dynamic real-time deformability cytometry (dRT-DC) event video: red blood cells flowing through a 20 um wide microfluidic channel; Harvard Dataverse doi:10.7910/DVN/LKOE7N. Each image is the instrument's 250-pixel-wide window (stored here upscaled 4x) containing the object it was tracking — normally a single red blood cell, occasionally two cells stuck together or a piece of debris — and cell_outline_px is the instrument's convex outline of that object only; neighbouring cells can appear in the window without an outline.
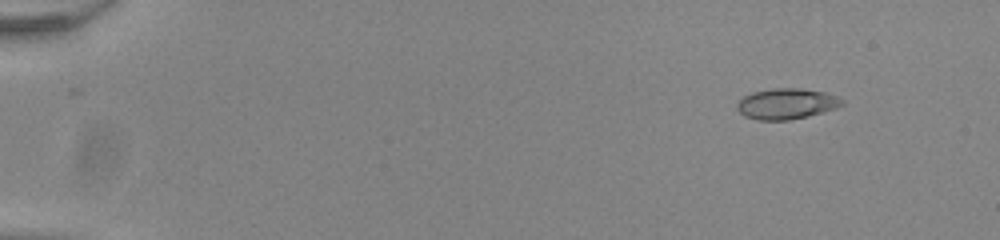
{"species": "common noctule bat (a hibernating species)", "species_latin": "Nyctalus noctula", "temperature_condition": "room temperature", "stored_images_in_passage": 56, "camera_frame_rate_fps": 3000, "um_per_image_px": 0.085, "animal": {"sex": "male", "body_mass_g": 20.0, "forearm_length_mm": 53.3}, "frame": {"image": 1, "passage_image": 7, "time_ms": 2.0, "image_size_px": [1000, 240], "cell_outline_px": [[844, 104], [836, 108], [808, 116], [788, 120], [756, 120], [744, 116], [736, 108], [736, 104], [744, 96], [752, 92], [776, 88], [800, 88], [824, 92], [836, 96], [844, 100]], "centroid_in_image_um": [66.84, 8.82], "position_along_channel_um": 18.2, "area_um2": 18.79}}
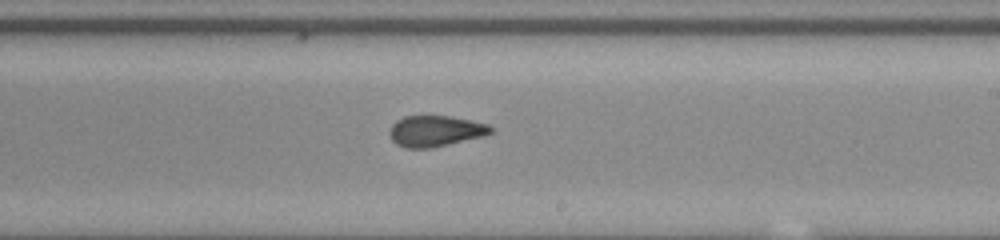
{"frame": {"image": 2, "passage_image": 35, "time_ms": 11.333, "image_size_px": [1000, 240], "cell_outline_px": [[492, 132], [484, 136], [428, 148], [404, 148], [396, 144], [392, 140], [388, 132], [392, 124], [396, 120], [404, 116], [448, 116], [488, 124], [492, 128]], "centroid_in_image_um": [36.96, 11.14], "position_along_channel_um": 252.0, "area_um2": 18.09}}
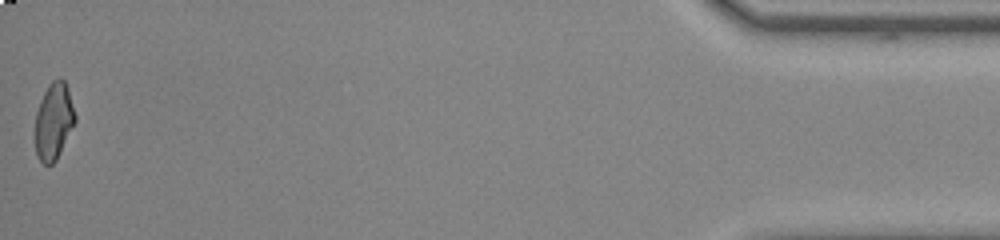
{"frame": {"image": 3, "passage_image": 55, "time_ms": 18.0, "image_size_px": [1000, 240], "cell_outline_px": [[76, 120], [56, 160], [52, 164], [44, 164], [36, 156], [36, 112], [40, 100], [48, 84], [52, 80], [60, 76], [64, 80], [68, 88], [76, 116]], "centroid_in_image_um": [4.57, 10.26], "position_along_channel_um": 430.6, "area_um2": 17.8}}